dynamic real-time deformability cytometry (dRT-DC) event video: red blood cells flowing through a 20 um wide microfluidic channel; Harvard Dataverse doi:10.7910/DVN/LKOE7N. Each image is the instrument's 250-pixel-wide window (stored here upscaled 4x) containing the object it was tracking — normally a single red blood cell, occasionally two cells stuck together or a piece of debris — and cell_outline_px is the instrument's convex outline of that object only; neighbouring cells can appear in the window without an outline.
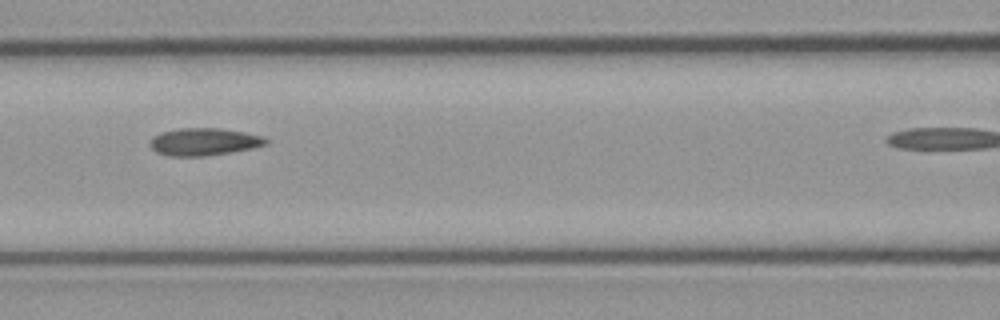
{"species": "common noctule bat (a hibernating species)", "species_latin": "Nyctalus noctula", "temperature_condition": "cold", "stored_images_in_passage": 8, "camera_frame_rate_fps": 3000, "um_per_image_px": 0.085, "animal": {"sex": "male", "body_mass_g": 23.1, "forearm_length_mm": 52.7}, "frame": {"image": 1, "passage_image": 5, "time_ms": 1.333, "image_size_px": [1000, 320], "cell_outline_px": [[268, 144], [252, 148], [204, 156], [168, 156], [156, 152], [148, 144], [148, 140], [152, 136], [160, 132], [180, 128], [220, 128], [244, 132], [260, 136], [268, 140]], "centroid_in_image_um": [17.26, 12.04], "position_along_channel_um": 149.3, "area_um2": 18.55}}
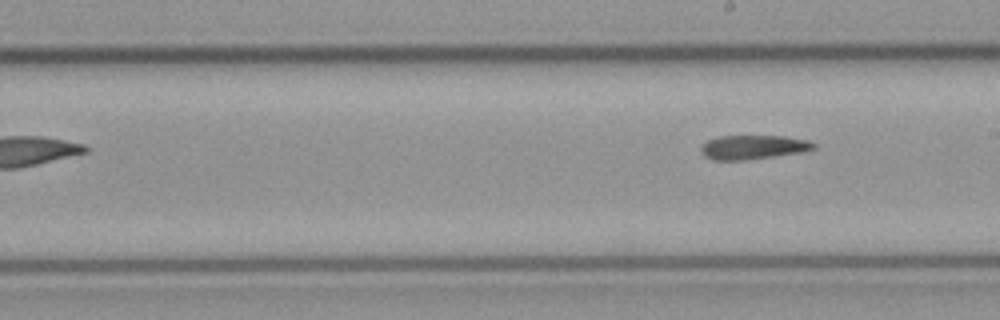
{"frame": {"image": 2, "passage_image": 8, "time_ms": 2.333, "image_size_px": [1000, 320], "cell_outline_px": [[816, 148], [800, 152], [744, 160], [712, 160], [704, 156], [700, 152], [700, 148], [708, 140], [720, 136], [784, 136], [808, 140], [816, 144]], "centroid_in_image_um": [63.99, 12.51], "position_along_channel_um": 225.0, "area_um2": 15.72}}